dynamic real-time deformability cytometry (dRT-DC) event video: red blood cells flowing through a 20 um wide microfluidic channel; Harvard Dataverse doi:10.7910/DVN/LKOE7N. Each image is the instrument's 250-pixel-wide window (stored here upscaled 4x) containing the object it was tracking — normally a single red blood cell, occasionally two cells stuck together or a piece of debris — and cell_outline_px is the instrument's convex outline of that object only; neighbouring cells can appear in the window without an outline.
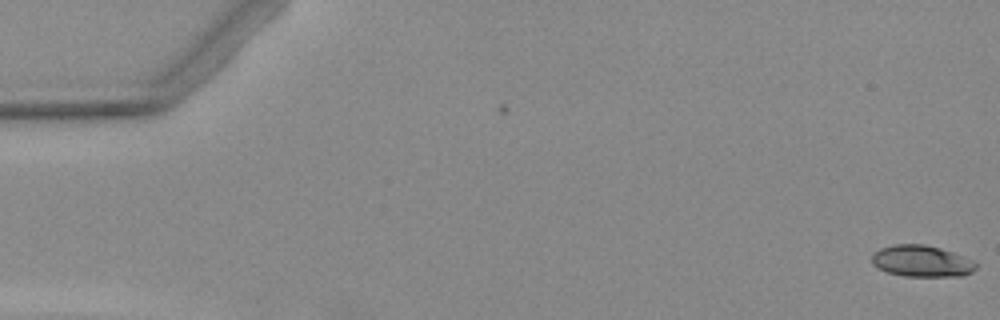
{"species": "Egyptian fruit bat (a non-hibernating species)", "species_latin": "Rousettus aegyptiacus", "temperature_condition": "warm", "stored_images_in_passage": 2, "camera_frame_rate_fps": 3000, "um_per_image_px": 0.085, "animal": {"sex": "female"}, "frame": {"image": 1, "passage_image": 2, "time_ms": 1.333, "image_size_px": [1000, 320], "cell_outline_px": [[976, 268], [972, 272], [964, 276], [904, 276], [888, 272], [876, 268], [872, 264], [872, 256], [880, 248], [892, 244], [924, 244], [940, 248], [952, 252], [972, 260], [976, 264]], "centroid_in_image_um": [78.32, 22.2], "position_along_channel_um": 6.7, "area_um2": 19.07}}